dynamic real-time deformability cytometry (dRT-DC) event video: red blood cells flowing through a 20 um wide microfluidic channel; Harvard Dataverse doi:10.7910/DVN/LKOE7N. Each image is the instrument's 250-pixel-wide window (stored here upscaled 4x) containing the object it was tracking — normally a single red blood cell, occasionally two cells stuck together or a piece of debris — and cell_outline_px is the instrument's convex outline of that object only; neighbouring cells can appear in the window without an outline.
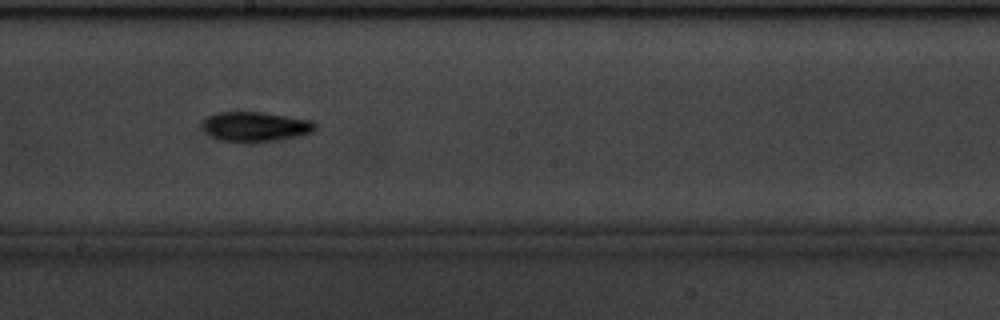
{"species": "common noctule bat (a hibernating species)", "species_latin": "Nyctalus noctula", "temperature_condition": "cold", "stored_images_in_passage": 42, "camera_frame_rate_fps": 3000, "um_per_image_px": 0.085, "animal": {"sex": "male", "body_mass_g": 20.1, "forearm_length_mm": 53.5}, "frame": {"image": 1, "passage_image": 19, "time_ms": 6.0, "image_size_px": [1000, 320], "cell_outline_px": [[316, 128], [312, 132], [284, 140], [252, 144], [248, 144], [220, 140], [212, 136], [204, 128], [204, 120], [208, 116], [220, 112], [260, 112], [288, 116], [312, 120], [316, 124]], "centroid_in_image_um": [21.77, 10.8], "position_along_channel_um": 226.4, "area_um2": 19.88}, "authors_computed_cell_mechanics": {"area_um2": 17.4845, "velocity_mm_per_s": 3.4998, "shape_relaxation_time_tau1_ms": 3.7988, "shape_relaxation_time_tau2_ms": 10.1061, "deformation_change_tau1": 0.1328, "deformation_change_tau2": 0.1948}}